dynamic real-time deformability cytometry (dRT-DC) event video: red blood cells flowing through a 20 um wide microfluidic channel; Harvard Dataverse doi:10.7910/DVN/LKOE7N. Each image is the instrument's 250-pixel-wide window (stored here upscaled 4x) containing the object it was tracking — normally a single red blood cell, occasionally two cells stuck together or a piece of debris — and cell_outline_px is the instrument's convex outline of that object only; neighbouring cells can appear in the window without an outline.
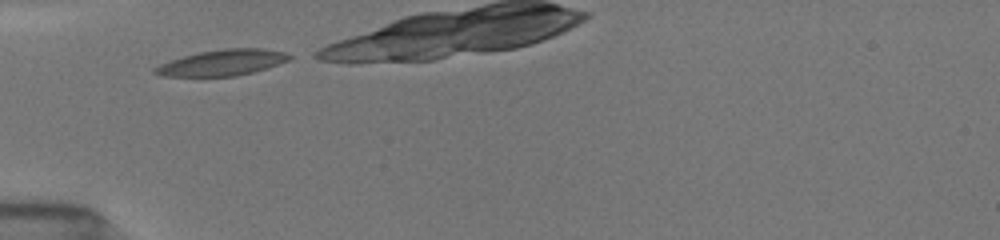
{"species": "common noctule bat (a hibernating species)", "species_latin": "Nyctalus noctula", "temperature_condition": "room temperature", "stored_images_in_passage": 5, "camera_frame_rate_fps": 3000, "um_per_image_px": 0.085, "animal": {"sex": "female", "body_mass_g": 19.5, "forearm_length_mm": 54.1}, "frame": {"image": 1, "passage_image": 1, "time_ms": 0.0, "image_size_px": [1000, 240], "cell_outline_px": [[292, 56], [288, 60], [252, 72], [236, 76], [164, 76], [152, 72], [152, 68], [160, 64], [184, 56], [200, 52], [224, 48], [260, 48], [284, 52]], "centroid_in_image_um": [18.85, 5.32], "position_along_channel_um": 66.1, "area_um2": 19.94}}
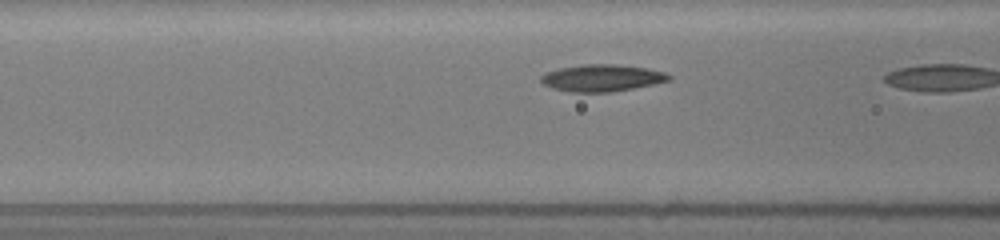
{"frame": {"image": 2, "passage_image": 4, "time_ms": 1.333, "image_size_px": [1000, 240], "cell_outline_px": [[672, 76], [668, 80], [652, 84], [612, 92], [568, 92], [552, 88], [544, 84], [540, 80], [540, 76], [548, 72], [560, 68], [584, 64], [616, 64], [648, 68], [664, 72]], "centroid_in_image_um": [51.14, 6.62], "position_along_channel_um": 115.5, "area_um2": 19.94}}